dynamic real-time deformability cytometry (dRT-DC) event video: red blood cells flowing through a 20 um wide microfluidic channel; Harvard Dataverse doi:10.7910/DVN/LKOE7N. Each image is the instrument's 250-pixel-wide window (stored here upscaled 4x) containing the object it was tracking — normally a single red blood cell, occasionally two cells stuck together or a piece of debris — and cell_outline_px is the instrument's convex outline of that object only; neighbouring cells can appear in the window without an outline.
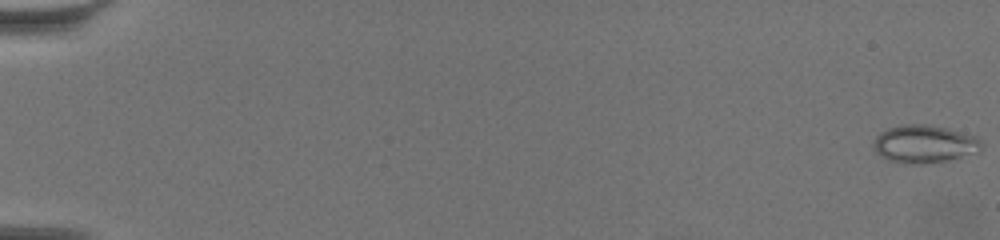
{"species": "common noctule bat (a hibernating species)", "species_latin": "Nyctalus noctula", "temperature_condition": "warm", "stored_images_in_passage": 63, "camera_frame_rate_fps": 3000, "um_per_image_px": 0.085, "animal": {"sex": "female", "body_mass_g": 19.5, "forearm_length_mm": 54.1}, "frame": {"image": 1, "passage_image": 1, "time_ms": 0.0, "image_size_px": [1000, 240], "cell_outline_px": [[980, 148], [976, 152], [944, 160], [920, 164], [912, 164], [888, 160], [880, 156], [876, 152], [872, 144], [876, 136], [880, 132], [888, 128], [904, 124], [928, 124], [948, 128], [976, 136], [980, 140]], "centroid_in_image_um": [78.51, 12.22], "position_along_channel_um": 6.5, "area_um2": 23.52}}
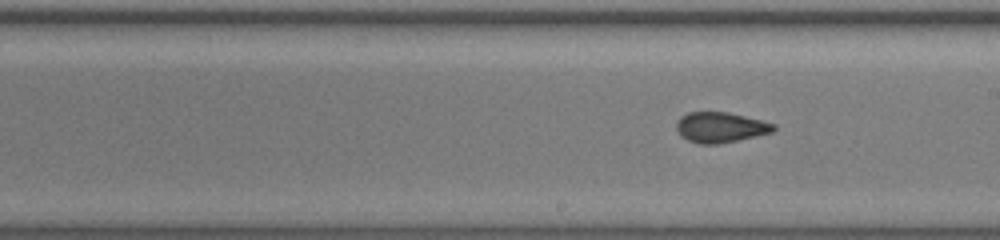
{"frame": {"image": 2, "passage_image": 38, "time_ms": 12.333, "image_size_px": [1000, 240], "cell_outline_px": [[776, 128], [772, 132], [756, 136], [720, 144], [696, 144], [680, 136], [676, 128], [676, 124], [680, 116], [688, 112], [728, 112], [776, 124]], "centroid_in_image_um": [61.21, 10.83], "position_along_channel_um": 227.8, "area_um2": 17.28}}
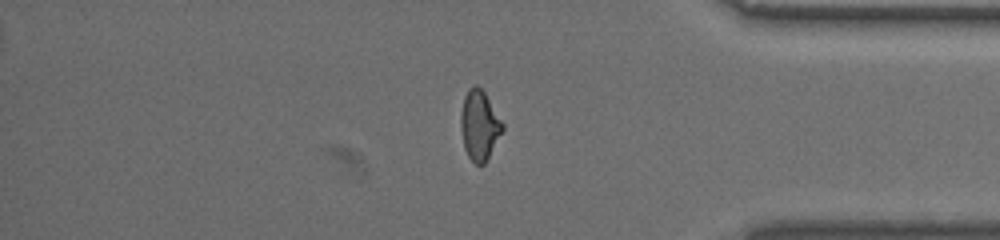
{"frame": {"image": 3, "passage_image": 54, "time_ms": 17.667, "image_size_px": [1000, 240], "cell_outline_px": [[504, 128], [484, 164], [480, 168], [468, 156], [464, 148], [460, 128], [460, 112], [464, 96], [468, 88], [476, 84], [484, 92], [504, 124]], "centroid_in_image_um": [40.72, 10.65], "position_along_channel_um": 394.5, "area_um2": 16.99}, "authors_computed_cell_mechanics": {"area_um2": 17.6868, "velocity_mm_per_s": 3.4355, "shape_relaxation_time_tau1_ms": 9.2171, "shape_relaxation_time_tau2_ms": 0.9182, "deformation_change_tau1": 0.1852, "deformation_change_tau2": 0.0476}}